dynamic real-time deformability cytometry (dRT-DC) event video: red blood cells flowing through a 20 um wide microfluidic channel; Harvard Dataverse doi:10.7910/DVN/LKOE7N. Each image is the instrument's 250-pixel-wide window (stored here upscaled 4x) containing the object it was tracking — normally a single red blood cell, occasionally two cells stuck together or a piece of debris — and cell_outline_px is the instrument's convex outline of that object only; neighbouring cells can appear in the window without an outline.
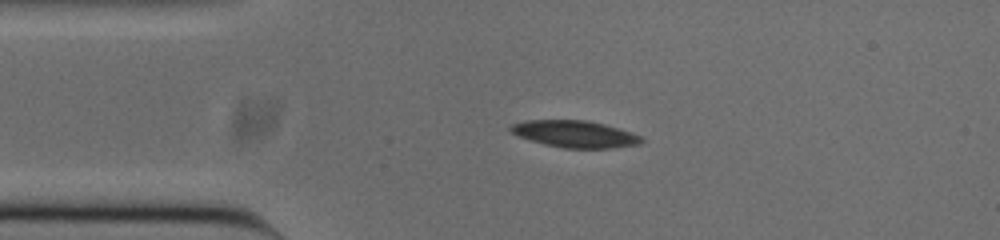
{"species": "common noctule bat (a hibernating species)", "species_latin": "Nyctalus noctula", "temperature_condition": "cold", "stored_images_in_passage": 45, "segment_of_instrument_passage": [1, 2], "camera_frame_rate_fps": 3000, "um_per_image_px": 0.085, "animal": {"sex": "male", "body_mass_g": 20.0, "forearm_length_mm": 53.3}, "frame": {"image": 1, "passage_image": 1, "time_ms": 0.0, "image_size_px": [1000, 240], "cell_outline_px": [[644, 140], [640, 144], [612, 148], [564, 148], [544, 144], [520, 136], [512, 132], [508, 128], [512, 124], [528, 120], [588, 120], [604, 124], [640, 136]], "centroid_in_image_um": [48.86, 11.39], "position_along_channel_um": 36.1, "area_um2": 20.17}}
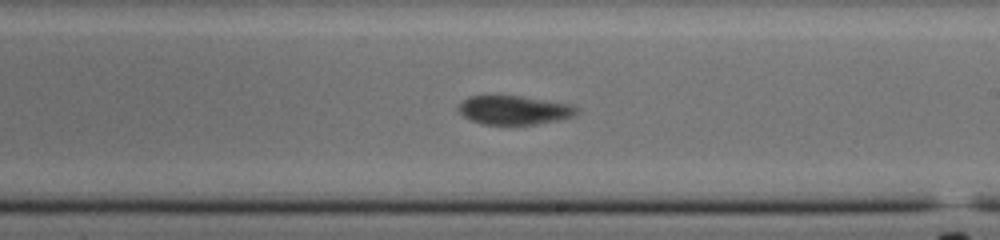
{"frame": {"image": 2, "passage_image": 20, "time_ms": 6.333, "image_size_px": [1000, 240], "cell_outline_px": [[580, 108], [572, 116], [556, 120], [536, 124], [484, 124], [472, 120], [464, 116], [460, 112], [460, 104], [468, 96], [520, 96], [572, 104]], "centroid_in_image_um": [43.73, 9.35], "position_along_channel_um": 245.3, "area_um2": 19.48}}
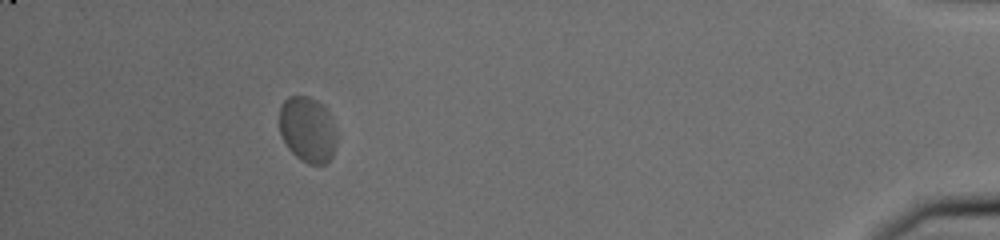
{"frame": {"image": 3, "passage_image": 39, "time_ms": 12.667, "image_size_px": [1000, 240], "cell_outline_px": [[336, 144], [332, 156], [324, 164], [308, 164], [296, 156], [288, 148], [280, 132], [280, 108], [284, 100], [288, 96], [308, 96], [324, 104], [328, 108], [336, 128]], "centroid_in_image_um": [26.17, 10.98], "position_along_channel_um": 409.0, "area_um2": 22.14}}